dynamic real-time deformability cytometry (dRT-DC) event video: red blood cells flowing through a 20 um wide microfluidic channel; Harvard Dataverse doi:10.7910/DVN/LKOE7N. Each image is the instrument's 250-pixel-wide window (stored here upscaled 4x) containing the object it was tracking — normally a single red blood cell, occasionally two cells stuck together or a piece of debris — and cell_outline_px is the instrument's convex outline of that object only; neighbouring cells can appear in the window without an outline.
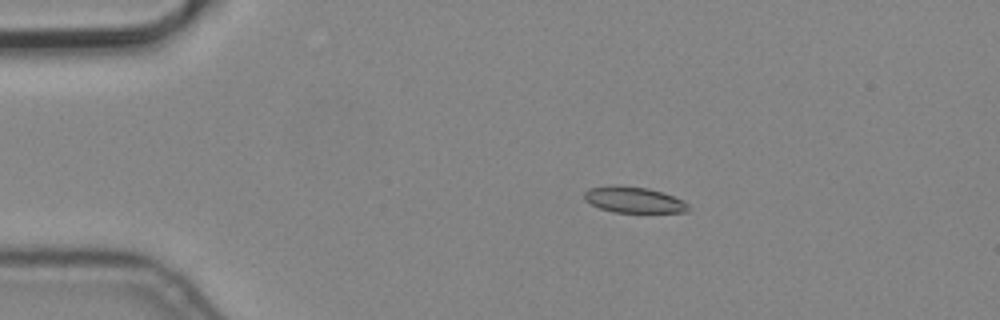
{"species": "common noctule bat (a hibernating species)", "species_latin": "Nyctalus noctula", "temperature_condition": "cold", "stored_images_in_passage": 5, "camera_frame_rate_fps": 3000, "um_per_image_px": 0.085, "animal": {"sex": "male", "body_mass_g": 19.2, "forearm_length_mm": 51.8}, "frame": {"image": 1, "passage_image": 3, "time_ms": 0.667, "image_size_px": [1000, 320], "cell_outline_px": [[688, 212], [612, 212], [600, 208], [584, 200], [584, 192], [588, 188], [612, 184], [648, 188], [684, 200], [688, 204]], "centroid_in_image_um": [53.83, 16.97], "position_along_channel_um": 31.2, "area_um2": 15.78}}
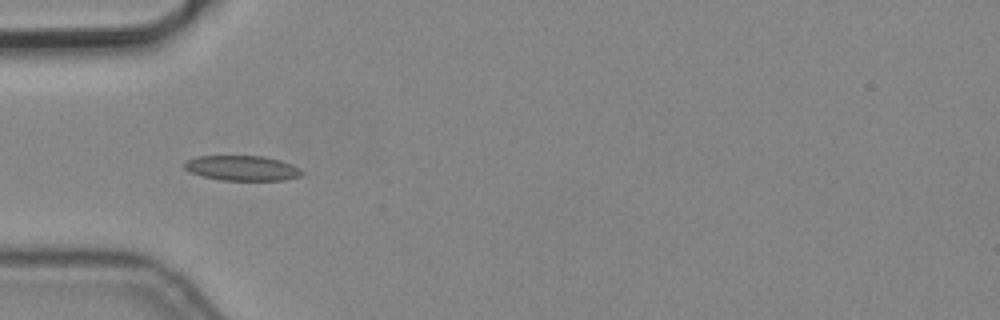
{"frame": {"image": 2, "passage_image": 5, "time_ms": 1.333, "image_size_px": [1000, 320], "cell_outline_px": [[304, 172], [300, 176], [284, 180], [220, 180], [204, 176], [192, 172], [184, 168], [184, 160], [196, 156], [264, 156], [280, 160], [292, 164], [300, 168]], "centroid_in_image_um": [20.59, 14.28], "position_along_channel_um": 64.4, "area_um2": 17.17}}